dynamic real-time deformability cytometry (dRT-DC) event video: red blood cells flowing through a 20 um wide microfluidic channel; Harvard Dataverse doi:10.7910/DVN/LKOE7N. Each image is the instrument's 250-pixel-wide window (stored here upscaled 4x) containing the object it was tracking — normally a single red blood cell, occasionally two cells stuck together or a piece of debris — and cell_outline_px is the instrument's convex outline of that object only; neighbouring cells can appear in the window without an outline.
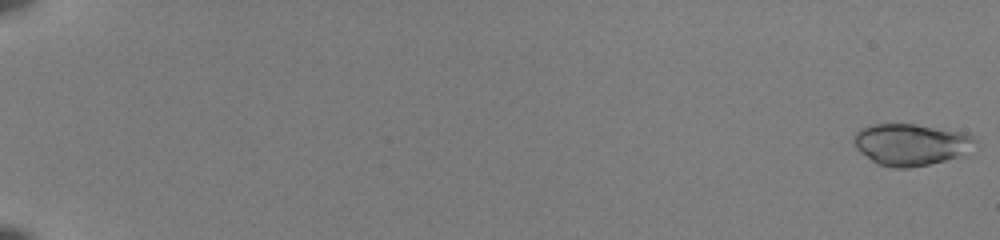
{"species": "common noctule bat (a hibernating species)", "species_latin": "Nyctalus noctula", "temperature_condition": "room temperature", "stored_images_in_passage": 53, "camera_frame_rate_fps": 3000, "um_per_image_px": 0.085, "animal": {"sex": "female", "body_mass_g": 22.0, "forearm_length_mm": 56.7}, "frame": {"image": 1, "passage_image": 1, "time_ms": 0.0, "image_size_px": [1000, 240], "cell_outline_px": [[976, 140], [960, 156], [928, 164], [908, 168], [892, 168], [876, 164], [860, 152], [856, 148], [852, 140], [856, 132], [860, 128], [872, 124], [916, 124], [968, 132]], "centroid_in_image_um": [77.36, 12.27], "position_along_channel_um": 7.6, "area_um2": 29.48}}
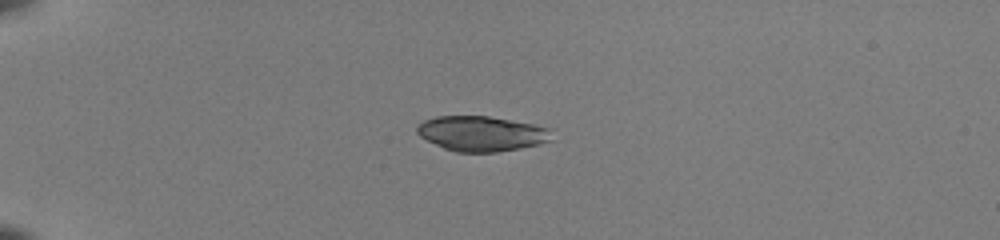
{"frame": {"image": 2, "passage_image": 16, "time_ms": 5.0, "image_size_px": [1000, 240], "cell_outline_px": [[556, 140], [540, 144], [520, 148], [496, 152], [456, 152], [444, 148], [420, 136], [416, 132], [416, 124], [424, 120], [436, 116], [488, 116], [532, 124], [548, 128]], "centroid_in_image_um": [40.94, 11.36], "position_along_channel_um": 44.1, "area_um2": 27.63}}